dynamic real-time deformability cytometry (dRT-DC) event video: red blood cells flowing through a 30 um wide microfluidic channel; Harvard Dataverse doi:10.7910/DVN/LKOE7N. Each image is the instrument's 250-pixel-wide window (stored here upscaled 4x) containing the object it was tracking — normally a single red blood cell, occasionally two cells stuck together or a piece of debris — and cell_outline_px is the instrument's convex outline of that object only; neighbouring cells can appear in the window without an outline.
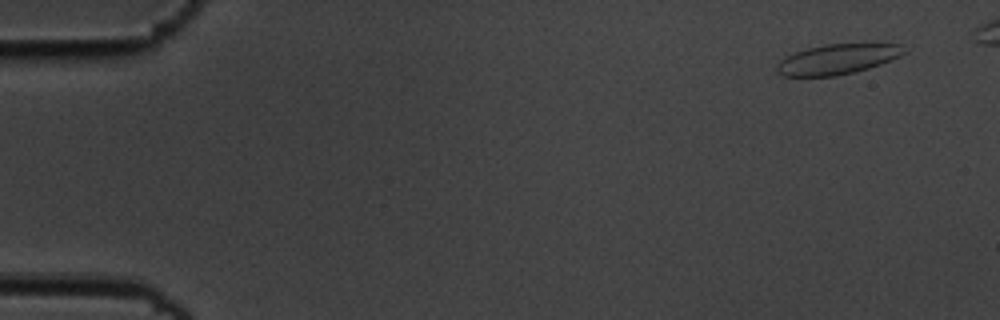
{"species": "common noctule bat (a hibernating species)", "species_latin": "Nyctalus noctula", "temperature_condition": "cold", "stored_images_in_passage": 8, "camera_frame_rate_fps": 3000, "um_per_image_px": 0.085, "animal": {"sex": "male", "body_mass_g": 19.5, "forearm_length_mm": 54.6}, "frame": {"image": 1, "passage_image": 2, "time_ms": 0.333, "image_size_px": [1000, 320], "cell_outline_px": [[904, 52], [900, 56], [880, 64], [868, 68], [836, 76], [784, 76], [776, 72], [776, 64], [780, 60], [796, 52], [808, 48], [828, 44], [900, 44]], "centroid_in_image_um": [71.13, 5.04], "position_along_channel_um": 13.9, "area_um2": 21.91}}
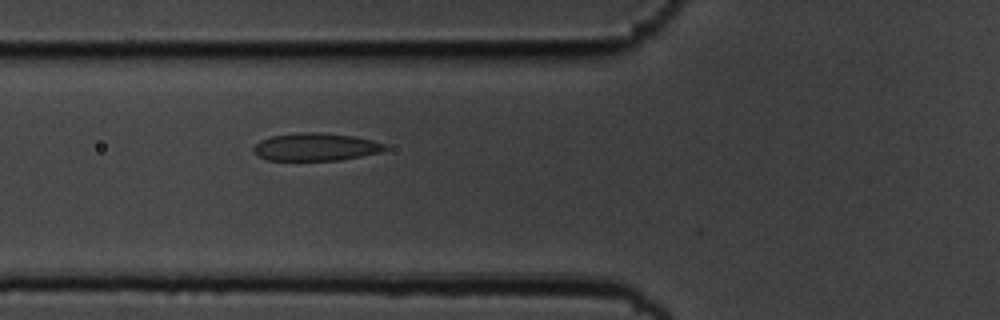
{"frame": {"image": 2, "passage_image": 7, "time_ms": 2.0, "image_size_px": [1000, 320], "cell_outline_px": [[388, 148], [380, 152], [340, 160], [268, 160], [252, 152], [252, 148], [260, 140], [272, 136], [300, 132], [320, 132], [352, 136], [372, 140], [388, 144]], "centroid_in_image_um": [26.84, 12.48], "position_along_channel_um": 99.0, "area_um2": 21.21}}